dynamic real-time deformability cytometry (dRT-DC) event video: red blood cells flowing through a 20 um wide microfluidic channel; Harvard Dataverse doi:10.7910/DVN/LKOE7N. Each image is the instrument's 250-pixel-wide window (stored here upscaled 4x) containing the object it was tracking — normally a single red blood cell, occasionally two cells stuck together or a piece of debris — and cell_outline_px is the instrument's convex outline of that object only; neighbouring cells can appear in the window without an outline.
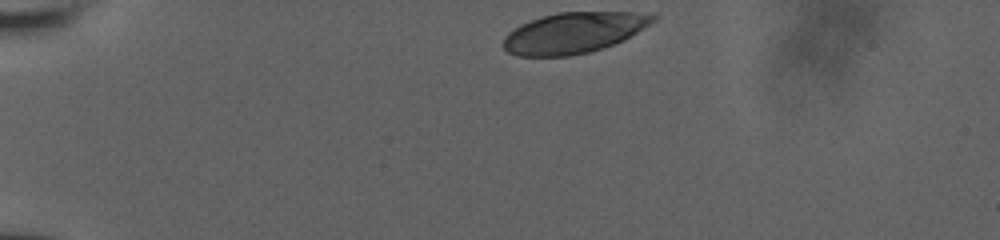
{"species": "human", "species_latin": "Homo sapiens", "temperature_condition": "room temperature", "stored_images_in_passage": 51, "camera_frame_rate_fps": 3000, "um_per_image_px": 0.085, "donor": {"sex": "male"}, "frame": {"image": 1, "passage_image": 1, "time_ms": 0.0, "image_size_px": [1000, 240], "cell_outline_px": [[656, 20], [624, 40], [588, 52], [568, 56], [516, 56], [508, 52], [504, 48], [504, 36], [508, 32], [520, 24], [556, 12], [656, 12]], "centroid_in_image_um": [48.79, 2.77], "position_along_channel_um": 36.2, "area_um2": 35.55}}
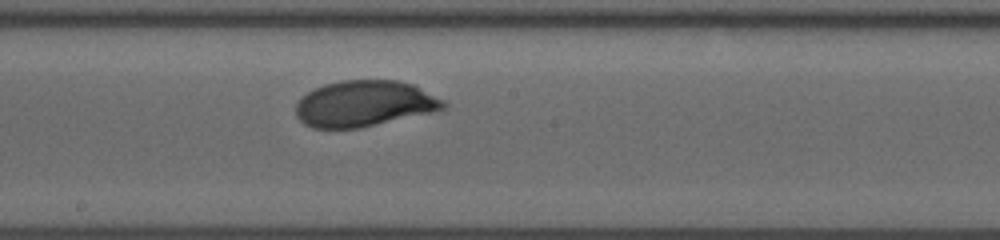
{"frame": {"image": 2, "passage_image": 29, "time_ms": 6.667, "image_size_px": [1000, 240], "cell_outline_px": [[448, 108], [440, 112], [360, 128], [312, 128], [304, 124], [296, 116], [296, 104], [308, 92], [324, 84], [340, 80], [396, 80], [412, 84], [444, 100], [448, 104]], "centroid_in_image_um": [31.04, 8.83], "position_along_channel_um": 217.2, "area_um2": 40.11}}
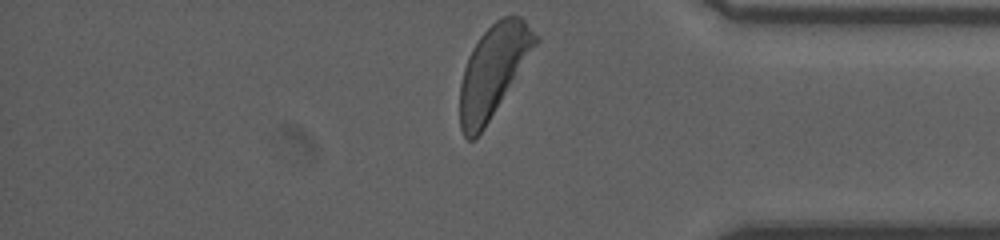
{"frame": {"image": 3, "passage_image": 50, "time_ms": 11.667, "image_size_px": [1000, 240], "cell_outline_px": [[540, 40], [484, 128], [472, 140], [468, 140], [464, 136], [460, 128], [460, 84], [464, 68], [468, 56], [472, 48], [480, 36], [496, 20], [504, 16], [520, 16], [540, 36]], "centroid_in_image_um": [41.93, 5.99], "position_along_channel_um": 393.3, "area_um2": 39.65}, "authors_computed_cell_mechanics": {"area_um2": 39.1306, "velocity_mm_per_s": 3.7962, "shape_relaxation_time_tau1_ms": 2.0603, "shape_relaxation_time_tau2_ms": null, "deformation_change_tau1": 0.1187, "deformation_change_tau2": null}}